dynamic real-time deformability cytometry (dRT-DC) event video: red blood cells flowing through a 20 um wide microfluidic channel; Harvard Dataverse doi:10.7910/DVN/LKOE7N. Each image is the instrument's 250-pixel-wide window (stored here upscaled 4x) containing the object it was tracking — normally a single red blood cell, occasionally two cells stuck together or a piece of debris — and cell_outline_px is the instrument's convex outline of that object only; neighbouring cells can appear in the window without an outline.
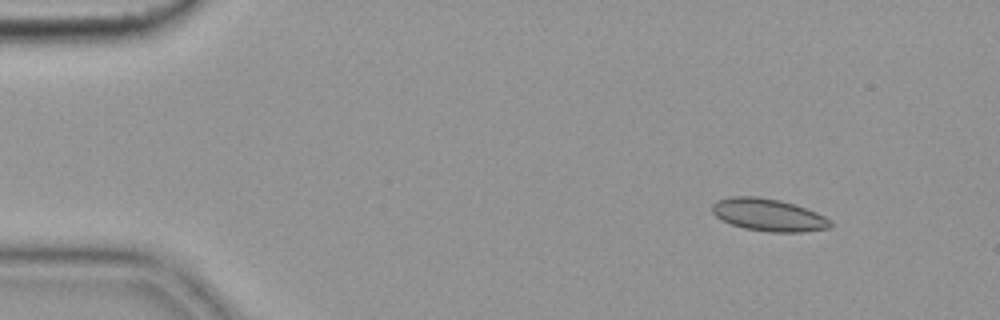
{"species": "common noctule bat (a hibernating species)", "species_latin": "Nyctalus noctula", "temperature_condition": "cold", "stored_images_in_passage": 50, "camera_frame_rate_fps": 3000, "um_per_image_px": 0.085, "animal": {"sex": "female", "body_mass_g": 19.9}, "frame": {"image": 1, "passage_image": 1, "time_ms": 0.0, "image_size_px": [1000, 320], "cell_outline_px": [[832, 224], [828, 228], [804, 232], [768, 232], [744, 228], [732, 224], [716, 216], [712, 212], [712, 204], [716, 200], [732, 196], [756, 196], [780, 200], [816, 212], [832, 220]], "centroid_in_image_um": [65.31, 18.27], "position_along_channel_um": 19.7, "area_um2": 22.25}}
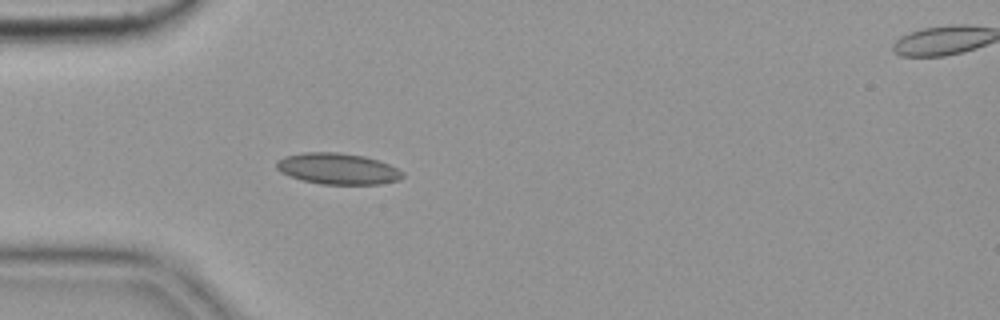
{"frame": {"image": 2, "passage_image": 11, "time_ms": 3.333, "image_size_px": [1000, 320], "cell_outline_px": [[404, 176], [400, 180], [380, 184], [320, 184], [300, 180], [288, 176], [280, 172], [276, 168], [276, 160], [284, 156], [304, 152], [336, 152], [364, 156], [388, 164], [404, 172]], "centroid_in_image_um": [28.67, 14.35], "position_along_channel_um": 56.3, "area_um2": 23.06}}
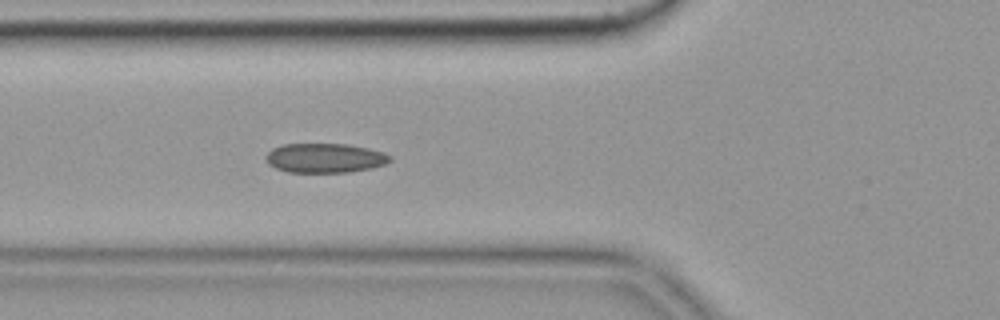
{"frame": {"image": 3, "passage_image": 15, "time_ms": 4.667, "image_size_px": [1000, 320], "cell_outline_px": [[392, 160], [384, 164], [372, 168], [348, 172], [288, 172], [276, 168], [268, 164], [264, 156], [272, 148], [284, 144], [348, 144], [368, 148], [384, 152], [392, 156]], "centroid_in_image_um": [27.62, 13.43], "position_along_channel_um": 98.2, "area_um2": 21.39}, "authors_computed_cell_mechanics": {"area_um2": 21.1837, "velocity_mm_per_s": 3.6109, "shape_relaxation_time_tau1_ms": null, "shape_relaxation_time_tau2_ms": 2.8848, "deformation_change_tau1": null, "deformation_change_tau2": 0.0801}}